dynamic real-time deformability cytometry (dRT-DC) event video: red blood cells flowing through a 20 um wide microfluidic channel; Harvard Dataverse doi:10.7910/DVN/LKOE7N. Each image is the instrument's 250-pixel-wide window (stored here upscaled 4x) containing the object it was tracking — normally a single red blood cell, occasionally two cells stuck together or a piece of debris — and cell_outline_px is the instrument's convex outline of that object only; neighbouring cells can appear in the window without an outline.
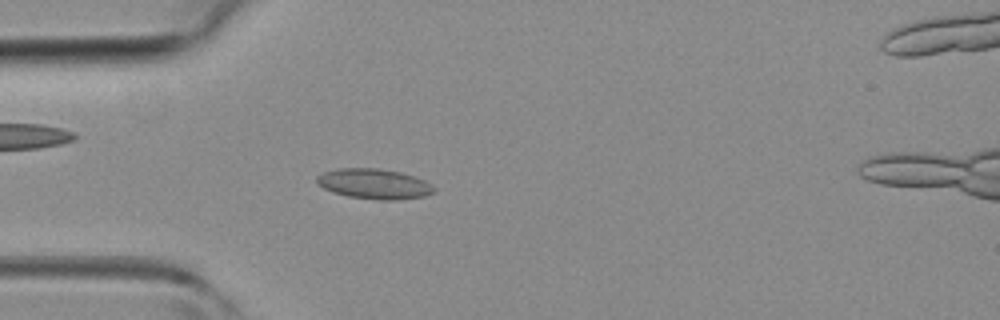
{"species": "common noctule bat (a hibernating species)", "species_latin": "Nyctalus noctula", "temperature_condition": "room temperature", "stored_images_in_passage": 40, "camera_frame_rate_fps": 3000, "um_per_image_px": 0.085, "animal": {"sex": "female", "body_mass_g": 19.3, "forearm_length_mm": 54.1}, "frame": {"image": 1, "passage_image": 8, "time_ms": 2.333, "image_size_px": [1000, 320], "cell_outline_px": [[436, 192], [424, 196], [396, 200], [380, 200], [348, 196], [332, 192], [316, 184], [316, 176], [324, 172], [336, 168], [376, 168], [400, 172], [424, 180], [432, 184], [436, 188]], "centroid_in_image_um": [31.8, 15.63], "position_along_channel_um": 53.2, "area_um2": 20.69}}
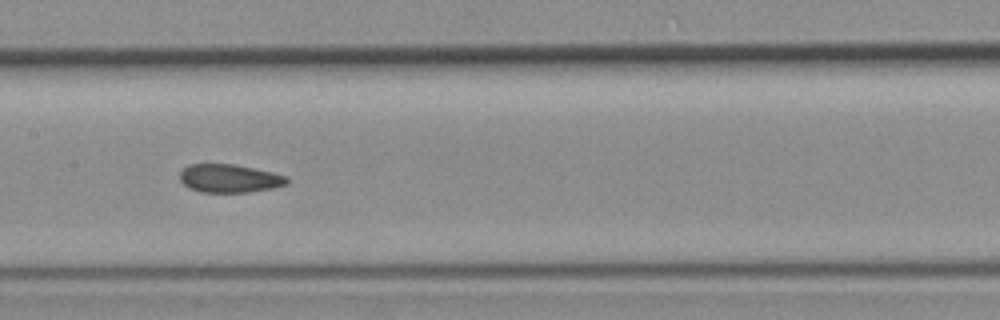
{"frame": {"image": 2, "passage_image": 17, "time_ms": 5.333, "image_size_px": [1000, 320], "cell_outline_px": [[288, 184], [272, 188], [248, 192], [200, 192], [188, 188], [180, 180], [180, 172], [188, 164], [232, 164], [272, 172], [288, 176]], "centroid_in_image_um": [19.49, 15.17], "position_along_channel_um": 187.9, "area_um2": 17.63}}
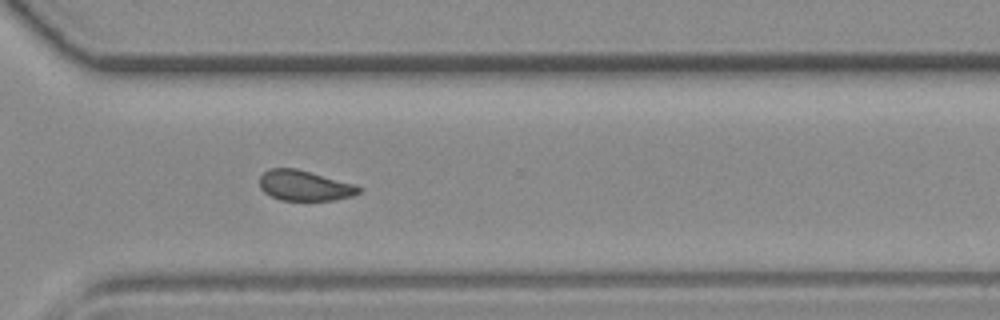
{"frame": {"image": 3, "passage_image": 27, "time_ms": 8.667, "image_size_px": [1000, 320], "cell_outline_px": [[364, 188], [360, 192], [352, 196], [336, 200], [280, 200], [264, 192], [260, 188], [260, 176], [268, 168], [296, 168], [356, 184]], "centroid_in_image_um": [25.92, 15.77], "position_along_channel_um": 344.7, "area_um2": 17.69}}